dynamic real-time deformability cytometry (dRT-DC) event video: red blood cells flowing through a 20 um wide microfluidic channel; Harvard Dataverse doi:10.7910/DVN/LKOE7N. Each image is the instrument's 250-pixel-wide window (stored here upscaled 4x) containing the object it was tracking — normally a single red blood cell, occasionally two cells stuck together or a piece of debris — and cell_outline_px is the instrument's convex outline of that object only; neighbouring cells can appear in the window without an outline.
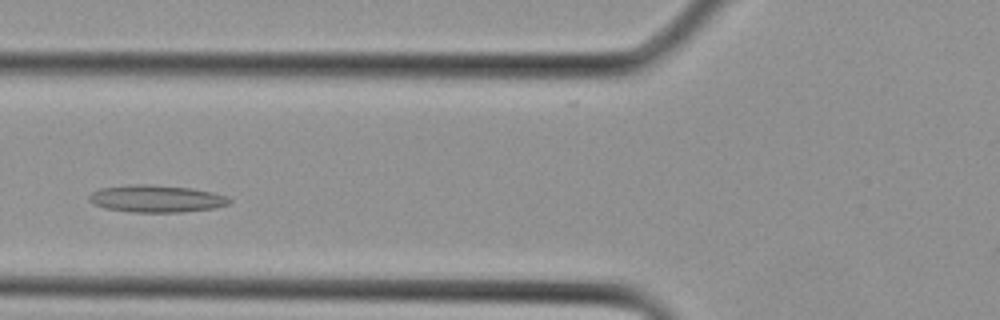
{"species": "Egyptian fruit bat (a non-hibernating species)", "species_latin": "Rousettus aegyptiacus", "temperature_condition": "cold", "stored_images_in_passage": 10, "camera_frame_rate_fps": 3000, "um_per_image_px": 0.085, "animal": {"sex": "female"}, "frame": {"image": 1, "passage_image": 7, "time_ms": 2.0, "image_size_px": [1000, 320], "cell_outline_px": [[232, 200], [228, 204], [216, 208], [180, 212], [128, 212], [104, 208], [92, 204], [88, 200], [88, 196], [92, 192], [100, 188], [132, 184], [148, 184], [192, 188], [212, 192], [228, 196]], "centroid_in_image_um": [13.27, 16.89], "position_along_channel_um": 112.5, "area_um2": 22.48}}
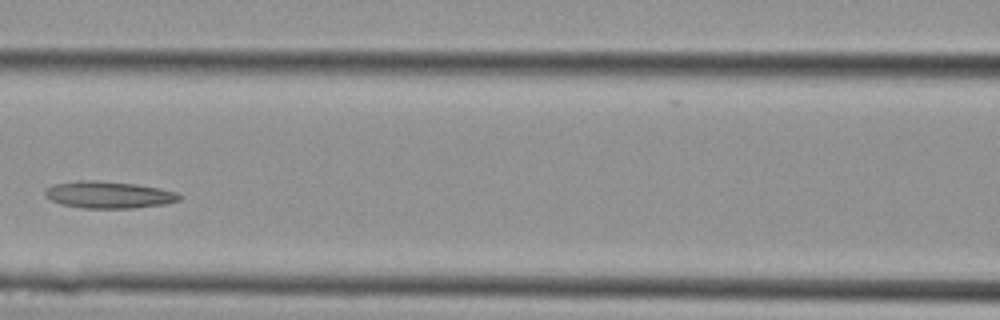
{"frame": {"image": 2, "passage_image": 9, "time_ms": 2.667, "image_size_px": [1000, 320], "cell_outline_px": [[184, 196], [180, 200], [164, 204], [132, 208], [84, 208], [60, 204], [44, 196], [44, 192], [48, 188], [56, 184], [80, 180], [92, 180], [136, 184], [160, 188], [176, 192]], "centroid_in_image_um": [9.27, 16.56], "position_along_channel_um": 157.3, "area_um2": 20.98}}